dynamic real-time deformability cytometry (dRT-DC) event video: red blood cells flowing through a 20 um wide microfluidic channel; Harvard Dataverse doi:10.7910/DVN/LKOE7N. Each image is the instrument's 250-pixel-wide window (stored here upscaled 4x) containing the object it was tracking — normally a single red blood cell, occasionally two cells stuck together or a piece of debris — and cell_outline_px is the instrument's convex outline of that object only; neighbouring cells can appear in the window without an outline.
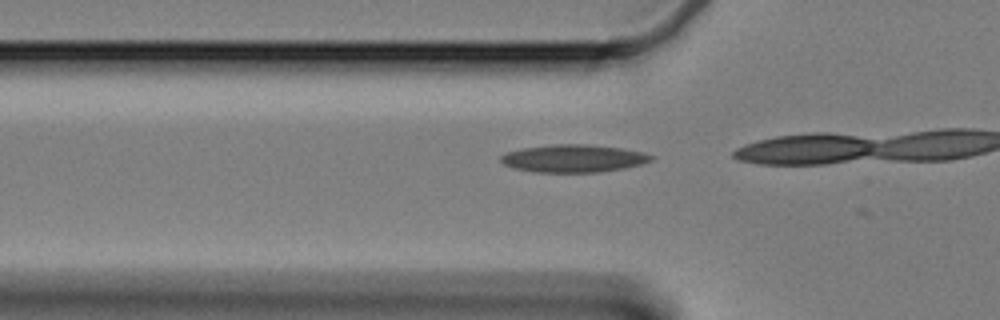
{"species": "Egyptian fruit bat (a non-hibernating species)", "species_latin": "Rousettus aegyptiacus", "temperature_condition": "cold", "stored_images_in_passage": 13, "camera_frame_rate_fps": 3000, "um_per_image_px": 0.085, "animal": {"sex": "female"}, "frame": {"image": 1, "passage_image": 10, "time_ms": 3.0, "image_size_px": [1000, 320], "cell_outline_px": [[656, 156], [652, 160], [640, 164], [624, 168], [600, 172], [536, 172], [512, 168], [504, 164], [500, 160], [500, 156], [508, 152], [524, 148], [552, 144], [584, 144], [620, 148], [640, 152]], "centroid_in_image_um": [48.73, 13.47], "position_along_channel_um": 77.1, "area_um2": 24.04}}